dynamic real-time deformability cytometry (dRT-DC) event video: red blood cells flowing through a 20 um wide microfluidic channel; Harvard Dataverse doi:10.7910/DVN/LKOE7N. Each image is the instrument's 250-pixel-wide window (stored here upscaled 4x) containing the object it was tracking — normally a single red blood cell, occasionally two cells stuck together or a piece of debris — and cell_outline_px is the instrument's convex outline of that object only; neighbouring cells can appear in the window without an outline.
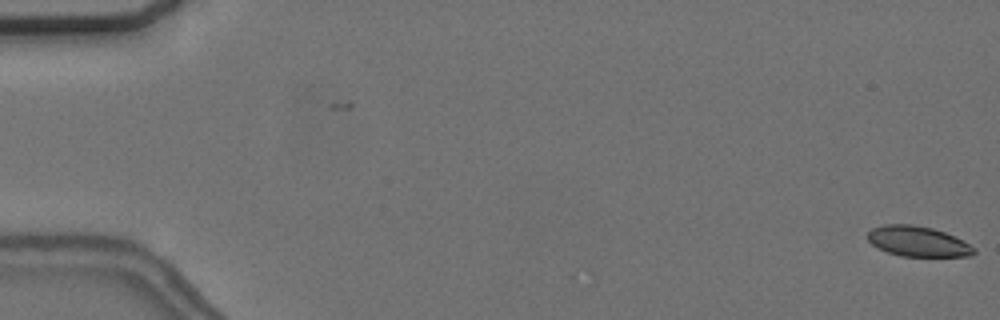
{"species": "common noctule bat (a hibernating species)", "species_latin": "Nyctalus noctula", "temperature_condition": "cold", "stored_images_in_passage": 4, "camera_frame_rate_fps": 3000, "um_per_image_px": 0.085, "animal": {"sex": "female", "body_mass_g": 24.6, "forearm_length_mm": 56.2}, "frame": {"image": 1, "passage_image": 1, "time_ms": 0.0, "image_size_px": [1000, 320], "cell_outline_px": [[976, 252], [972, 256], [900, 256], [876, 248], [868, 240], [868, 232], [872, 228], [884, 224], [912, 224], [932, 228], [944, 232], [976, 248]], "centroid_in_image_um": [77.98, 20.52], "position_along_channel_um": 7.0, "area_um2": 18.67}}